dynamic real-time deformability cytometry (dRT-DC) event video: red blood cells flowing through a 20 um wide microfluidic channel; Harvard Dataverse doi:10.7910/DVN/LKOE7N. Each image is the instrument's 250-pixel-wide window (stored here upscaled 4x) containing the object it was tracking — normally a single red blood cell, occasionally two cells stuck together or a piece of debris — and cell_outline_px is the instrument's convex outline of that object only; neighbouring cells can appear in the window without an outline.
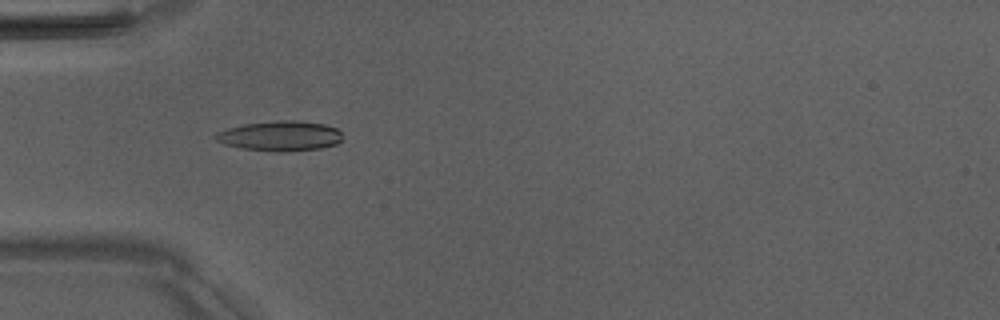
{"species": "Egyptian fruit bat (a non-hibernating species)", "species_latin": "Rousettus aegyptiacus", "temperature_condition": "room temperature", "stored_images_in_passage": 49, "camera_frame_rate_fps": 3000, "um_per_image_px": 0.085, "animal": {"sex": "male"}, "frame": {"image": 1, "passage_image": 14, "time_ms": 4.333, "image_size_px": [1000, 320], "cell_outline_px": [[340, 140], [336, 144], [320, 148], [284, 152], [276, 152], [240, 148], [224, 144], [216, 140], [212, 136], [216, 132], [228, 128], [244, 124], [280, 120], [296, 120], [324, 124], [336, 128], [340, 132]], "centroid_in_image_um": [23.76, 11.56], "position_along_channel_um": 61.2, "area_um2": 22.2}}
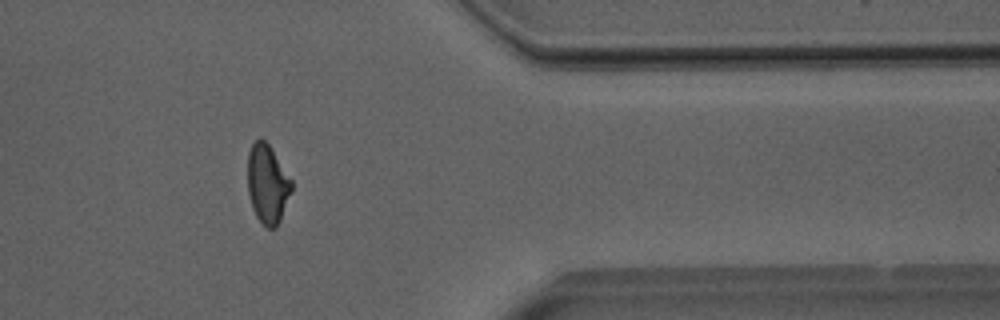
{"frame": {"image": 2, "passage_image": 40, "time_ms": 13.0, "image_size_px": [1000, 320], "cell_outline_px": [[292, 188], [280, 220], [276, 228], [268, 228], [256, 216], [252, 208], [248, 192], [248, 152], [252, 144], [260, 136], [268, 144], [292, 180]], "centroid_in_image_um": [22.72, 15.62], "position_along_channel_um": 388.7, "area_um2": 19.94}}
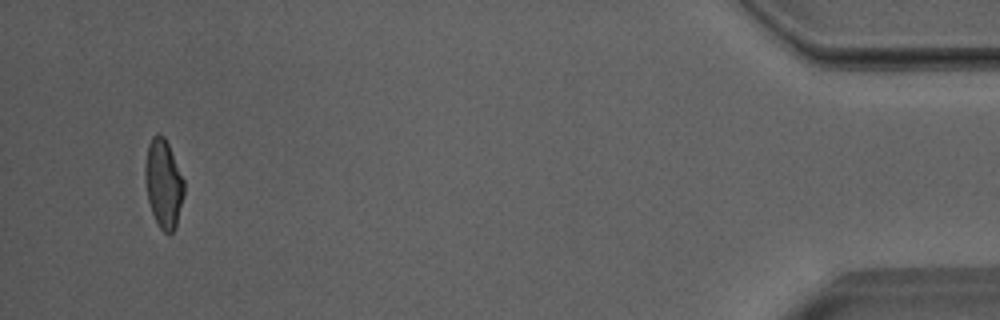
{"frame": {"image": 3, "passage_image": 47, "time_ms": 15.333, "image_size_px": [1000, 320], "cell_outline_px": [[184, 196], [176, 228], [168, 236], [160, 228], [152, 212], [148, 200], [144, 180], [144, 164], [148, 144], [152, 136], [156, 132], [160, 132], [164, 136], [168, 144], [184, 180]], "centroid_in_image_um": [13.89, 15.6], "position_along_channel_um": 421.3, "area_um2": 20.4}, "authors_computed_cell_mechanics": {"area_um2": 20.7502, "velocity_mm_per_s": 4.0134, "shape_relaxation_time_tau1_ms": 9.2268, "shape_relaxation_time_tau2_ms": 2.1764, "deformation_change_tau1": 0.2457, "deformation_change_tau2": 0.0864}}